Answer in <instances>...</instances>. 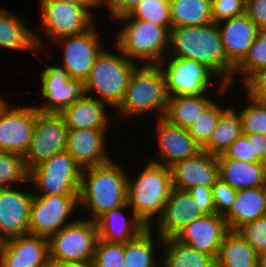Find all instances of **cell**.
<instances>
[{
    "label": "cell",
    "instance_id": "obj_1",
    "mask_svg": "<svg viewBox=\"0 0 266 267\" xmlns=\"http://www.w3.org/2000/svg\"><path fill=\"white\" fill-rule=\"evenodd\" d=\"M117 160L82 169L78 208L88 212L89 217L84 218L96 222L106 212L127 203L128 169Z\"/></svg>",
    "mask_w": 266,
    "mask_h": 267
},
{
    "label": "cell",
    "instance_id": "obj_2",
    "mask_svg": "<svg viewBox=\"0 0 266 267\" xmlns=\"http://www.w3.org/2000/svg\"><path fill=\"white\" fill-rule=\"evenodd\" d=\"M166 57L187 58L203 63L227 84V58L215 22L171 28Z\"/></svg>",
    "mask_w": 266,
    "mask_h": 267
},
{
    "label": "cell",
    "instance_id": "obj_3",
    "mask_svg": "<svg viewBox=\"0 0 266 267\" xmlns=\"http://www.w3.org/2000/svg\"><path fill=\"white\" fill-rule=\"evenodd\" d=\"M116 21L117 25L122 21L123 26L113 33V42L128 60L138 65H159L167 56L170 31L166 27L129 14L117 18L115 24Z\"/></svg>",
    "mask_w": 266,
    "mask_h": 267
},
{
    "label": "cell",
    "instance_id": "obj_4",
    "mask_svg": "<svg viewBox=\"0 0 266 267\" xmlns=\"http://www.w3.org/2000/svg\"><path fill=\"white\" fill-rule=\"evenodd\" d=\"M147 161L135 176L128 173L127 203L144 224L151 227L163 213L173 186L169 167Z\"/></svg>",
    "mask_w": 266,
    "mask_h": 267
},
{
    "label": "cell",
    "instance_id": "obj_5",
    "mask_svg": "<svg viewBox=\"0 0 266 267\" xmlns=\"http://www.w3.org/2000/svg\"><path fill=\"white\" fill-rule=\"evenodd\" d=\"M167 103L165 78L159 65H138L132 72L124 99L116 109L115 120L137 119L155 113L164 116ZM156 116V117H155ZM123 118V119H122Z\"/></svg>",
    "mask_w": 266,
    "mask_h": 267
},
{
    "label": "cell",
    "instance_id": "obj_6",
    "mask_svg": "<svg viewBox=\"0 0 266 267\" xmlns=\"http://www.w3.org/2000/svg\"><path fill=\"white\" fill-rule=\"evenodd\" d=\"M113 46L117 52L105 48L96 58L85 87L88 96L105 103L111 110H116L124 99L131 74L138 64L128 60L114 44Z\"/></svg>",
    "mask_w": 266,
    "mask_h": 267
},
{
    "label": "cell",
    "instance_id": "obj_7",
    "mask_svg": "<svg viewBox=\"0 0 266 267\" xmlns=\"http://www.w3.org/2000/svg\"><path fill=\"white\" fill-rule=\"evenodd\" d=\"M159 66L164 74L167 97L199 96L209 94L211 89L223 93L229 87L205 64L191 59L165 57Z\"/></svg>",
    "mask_w": 266,
    "mask_h": 267
},
{
    "label": "cell",
    "instance_id": "obj_8",
    "mask_svg": "<svg viewBox=\"0 0 266 267\" xmlns=\"http://www.w3.org/2000/svg\"><path fill=\"white\" fill-rule=\"evenodd\" d=\"M82 167L67 152L56 154L29 170L34 195H78Z\"/></svg>",
    "mask_w": 266,
    "mask_h": 267
},
{
    "label": "cell",
    "instance_id": "obj_9",
    "mask_svg": "<svg viewBox=\"0 0 266 267\" xmlns=\"http://www.w3.org/2000/svg\"><path fill=\"white\" fill-rule=\"evenodd\" d=\"M41 9L39 25L51 43L71 35H79L97 21L90 3H67L57 0H39Z\"/></svg>",
    "mask_w": 266,
    "mask_h": 267
},
{
    "label": "cell",
    "instance_id": "obj_10",
    "mask_svg": "<svg viewBox=\"0 0 266 267\" xmlns=\"http://www.w3.org/2000/svg\"><path fill=\"white\" fill-rule=\"evenodd\" d=\"M48 240L50 261H91L99 240L97 223L83 216L77 217Z\"/></svg>",
    "mask_w": 266,
    "mask_h": 267
},
{
    "label": "cell",
    "instance_id": "obj_11",
    "mask_svg": "<svg viewBox=\"0 0 266 267\" xmlns=\"http://www.w3.org/2000/svg\"><path fill=\"white\" fill-rule=\"evenodd\" d=\"M45 66L39 72L41 94L38 98L43 100L36 107L40 113L59 114L68 105L73 104L77 99L84 98L86 94L85 82L79 79H71L67 70L57 63L50 65L44 61Z\"/></svg>",
    "mask_w": 266,
    "mask_h": 267
},
{
    "label": "cell",
    "instance_id": "obj_12",
    "mask_svg": "<svg viewBox=\"0 0 266 267\" xmlns=\"http://www.w3.org/2000/svg\"><path fill=\"white\" fill-rule=\"evenodd\" d=\"M76 210L78 195H34L29 233L49 238L77 218Z\"/></svg>",
    "mask_w": 266,
    "mask_h": 267
},
{
    "label": "cell",
    "instance_id": "obj_13",
    "mask_svg": "<svg viewBox=\"0 0 266 267\" xmlns=\"http://www.w3.org/2000/svg\"><path fill=\"white\" fill-rule=\"evenodd\" d=\"M95 23L86 32L79 35L61 37L52 43L62 46L59 62L67 70L71 79H79L84 82L87 80L90 70L95 63L96 58L101 52L108 48L102 43V36ZM97 29V30H96Z\"/></svg>",
    "mask_w": 266,
    "mask_h": 267
},
{
    "label": "cell",
    "instance_id": "obj_14",
    "mask_svg": "<svg viewBox=\"0 0 266 267\" xmlns=\"http://www.w3.org/2000/svg\"><path fill=\"white\" fill-rule=\"evenodd\" d=\"M39 114L34 104L12 106L5 100L0 106V151L24 157Z\"/></svg>",
    "mask_w": 266,
    "mask_h": 267
},
{
    "label": "cell",
    "instance_id": "obj_15",
    "mask_svg": "<svg viewBox=\"0 0 266 267\" xmlns=\"http://www.w3.org/2000/svg\"><path fill=\"white\" fill-rule=\"evenodd\" d=\"M67 131L68 127L59 114L40 113L24 156L27 169L30 170L40 162L66 151Z\"/></svg>",
    "mask_w": 266,
    "mask_h": 267
},
{
    "label": "cell",
    "instance_id": "obj_16",
    "mask_svg": "<svg viewBox=\"0 0 266 267\" xmlns=\"http://www.w3.org/2000/svg\"><path fill=\"white\" fill-rule=\"evenodd\" d=\"M28 184L29 181L28 190L23 185L0 189L1 242L29 233L30 209L34 194L31 185Z\"/></svg>",
    "mask_w": 266,
    "mask_h": 267
},
{
    "label": "cell",
    "instance_id": "obj_17",
    "mask_svg": "<svg viewBox=\"0 0 266 267\" xmlns=\"http://www.w3.org/2000/svg\"><path fill=\"white\" fill-rule=\"evenodd\" d=\"M154 120L157 154L149 161L170 168L178 161L192 157L202 150L190 136L188 129L171 124L163 117Z\"/></svg>",
    "mask_w": 266,
    "mask_h": 267
},
{
    "label": "cell",
    "instance_id": "obj_18",
    "mask_svg": "<svg viewBox=\"0 0 266 267\" xmlns=\"http://www.w3.org/2000/svg\"><path fill=\"white\" fill-rule=\"evenodd\" d=\"M217 25L227 58V85L231 92L233 70L246 56L260 29L245 13Z\"/></svg>",
    "mask_w": 266,
    "mask_h": 267
},
{
    "label": "cell",
    "instance_id": "obj_19",
    "mask_svg": "<svg viewBox=\"0 0 266 267\" xmlns=\"http://www.w3.org/2000/svg\"><path fill=\"white\" fill-rule=\"evenodd\" d=\"M226 220L222 215L205 214L186 225L173 238L188 244L215 260L218 256L225 235L229 232Z\"/></svg>",
    "mask_w": 266,
    "mask_h": 267
},
{
    "label": "cell",
    "instance_id": "obj_20",
    "mask_svg": "<svg viewBox=\"0 0 266 267\" xmlns=\"http://www.w3.org/2000/svg\"><path fill=\"white\" fill-rule=\"evenodd\" d=\"M47 237L25 234L0 245V267H49Z\"/></svg>",
    "mask_w": 266,
    "mask_h": 267
},
{
    "label": "cell",
    "instance_id": "obj_21",
    "mask_svg": "<svg viewBox=\"0 0 266 267\" xmlns=\"http://www.w3.org/2000/svg\"><path fill=\"white\" fill-rule=\"evenodd\" d=\"M26 21L0 6V47L8 48L12 52H32L37 60L43 62L41 55L43 52L46 56L49 54L45 51L49 46L45 45L46 41L42 39V35L35 31L37 28L32 29Z\"/></svg>",
    "mask_w": 266,
    "mask_h": 267
},
{
    "label": "cell",
    "instance_id": "obj_22",
    "mask_svg": "<svg viewBox=\"0 0 266 267\" xmlns=\"http://www.w3.org/2000/svg\"><path fill=\"white\" fill-rule=\"evenodd\" d=\"M205 215L188 191L172 188L161 216L150 227L163 240L173 238L190 222Z\"/></svg>",
    "mask_w": 266,
    "mask_h": 267
},
{
    "label": "cell",
    "instance_id": "obj_23",
    "mask_svg": "<svg viewBox=\"0 0 266 267\" xmlns=\"http://www.w3.org/2000/svg\"><path fill=\"white\" fill-rule=\"evenodd\" d=\"M170 169L173 188L183 191L198 185L212 186L219 180L218 157L205 150L178 161Z\"/></svg>",
    "mask_w": 266,
    "mask_h": 267
},
{
    "label": "cell",
    "instance_id": "obj_24",
    "mask_svg": "<svg viewBox=\"0 0 266 267\" xmlns=\"http://www.w3.org/2000/svg\"><path fill=\"white\" fill-rule=\"evenodd\" d=\"M112 130L68 129L66 151L83 168L109 162L111 154L107 141Z\"/></svg>",
    "mask_w": 266,
    "mask_h": 267
},
{
    "label": "cell",
    "instance_id": "obj_25",
    "mask_svg": "<svg viewBox=\"0 0 266 267\" xmlns=\"http://www.w3.org/2000/svg\"><path fill=\"white\" fill-rule=\"evenodd\" d=\"M96 223L99 239L105 242L127 243L148 228L128 203L106 212Z\"/></svg>",
    "mask_w": 266,
    "mask_h": 267
},
{
    "label": "cell",
    "instance_id": "obj_26",
    "mask_svg": "<svg viewBox=\"0 0 266 267\" xmlns=\"http://www.w3.org/2000/svg\"><path fill=\"white\" fill-rule=\"evenodd\" d=\"M109 106L96 98L86 95L64 108L59 115L68 129L110 130L112 120L108 112ZM108 115V116H107ZM111 120V121H109Z\"/></svg>",
    "mask_w": 266,
    "mask_h": 267
},
{
    "label": "cell",
    "instance_id": "obj_27",
    "mask_svg": "<svg viewBox=\"0 0 266 267\" xmlns=\"http://www.w3.org/2000/svg\"><path fill=\"white\" fill-rule=\"evenodd\" d=\"M263 216H266V186L238 190L235 201L223 217L230 231H238Z\"/></svg>",
    "mask_w": 266,
    "mask_h": 267
},
{
    "label": "cell",
    "instance_id": "obj_28",
    "mask_svg": "<svg viewBox=\"0 0 266 267\" xmlns=\"http://www.w3.org/2000/svg\"><path fill=\"white\" fill-rule=\"evenodd\" d=\"M219 179L232 189L241 190L266 186V165L262 161L246 162L235 159H218Z\"/></svg>",
    "mask_w": 266,
    "mask_h": 267
},
{
    "label": "cell",
    "instance_id": "obj_29",
    "mask_svg": "<svg viewBox=\"0 0 266 267\" xmlns=\"http://www.w3.org/2000/svg\"><path fill=\"white\" fill-rule=\"evenodd\" d=\"M228 87L223 93L214 91L199 96L167 97L166 109L163 118L178 127L189 129L195 120L202 115L207 107L216 99V95H227ZM215 94L210 97V94Z\"/></svg>",
    "mask_w": 266,
    "mask_h": 267
},
{
    "label": "cell",
    "instance_id": "obj_30",
    "mask_svg": "<svg viewBox=\"0 0 266 267\" xmlns=\"http://www.w3.org/2000/svg\"><path fill=\"white\" fill-rule=\"evenodd\" d=\"M162 245L163 239L148 227L125 243L124 267H157L162 260V253H158L162 251Z\"/></svg>",
    "mask_w": 266,
    "mask_h": 267
},
{
    "label": "cell",
    "instance_id": "obj_31",
    "mask_svg": "<svg viewBox=\"0 0 266 267\" xmlns=\"http://www.w3.org/2000/svg\"><path fill=\"white\" fill-rule=\"evenodd\" d=\"M234 107V108H233ZM228 104L221 113L216 128L213 130L209 142L202 148L213 155H221L240 136L242 121L239 109Z\"/></svg>",
    "mask_w": 266,
    "mask_h": 267
},
{
    "label": "cell",
    "instance_id": "obj_32",
    "mask_svg": "<svg viewBox=\"0 0 266 267\" xmlns=\"http://www.w3.org/2000/svg\"><path fill=\"white\" fill-rule=\"evenodd\" d=\"M258 255L238 231H229L221 244L216 267H258Z\"/></svg>",
    "mask_w": 266,
    "mask_h": 267
},
{
    "label": "cell",
    "instance_id": "obj_33",
    "mask_svg": "<svg viewBox=\"0 0 266 267\" xmlns=\"http://www.w3.org/2000/svg\"><path fill=\"white\" fill-rule=\"evenodd\" d=\"M161 253V263L165 267H216V260L211 255L174 238L163 240Z\"/></svg>",
    "mask_w": 266,
    "mask_h": 267
},
{
    "label": "cell",
    "instance_id": "obj_34",
    "mask_svg": "<svg viewBox=\"0 0 266 267\" xmlns=\"http://www.w3.org/2000/svg\"><path fill=\"white\" fill-rule=\"evenodd\" d=\"M172 28L213 22L211 0H169Z\"/></svg>",
    "mask_w": 266,
    "mask_h": 267
},
{
    "label": "cell",
    "instance_id": "obj_35",
    "mask_svg": "<svg viewBox=\"0 0 266 267\" xmlns=\"http://www.w3.org/2000/svg\"><path fill=\"white\" fill-rule=\"evenodd\" d=\"M264 67H266V29H261L244 59L234 68L232 87H235L237 82L235 80L243 84L254 72Z\"/></svg>",
    "mask_w": 266,
    "mask_h": 267
},
{
    "label": "cell",
    "instance_id": "obj_36",
    "mask_svg": "<svg viewBox=\"0 0 266 267\" xmlns=\"http://www.w3.org/2000/svg\"><path fill=\"white\" fill-rule=\"evenodd\" d=\"M28 177L29 170L23 156L0 151V189L22 185V183L26 185Z\"/></svg>",
    "mask_w": 266,
    "mask_h": 267
},
{
    "label": "cell",
    "instance_id": "obj_37",
    "mask_svg": "<svg viewBox=\"0 0 266 267\" xmlns=\"http://www.w3.org/2000/svg\"><path fill=\"white\" fill-rule=\"evenodd\" d=\"M218 100L219 97L217 96V100L215 99L188 129L190 136L201 149L209 142L210 136L216 128L222 110L226 107L220 105V100Z\"/></svg>",
    "mask_w": 266,
    "mask_h": 267
},
{
    "label": "cell",
    "instance_id": "obj_38",
    "mask_svg": "<svg viewBox=\"0 0 266 267\" xmlns=\"http://www.w3.org/2000/svg\"><path fill=\"white\" fill-rule=\"evenodd\" d=\"M243 107L238 108L242 121L243 134H261L266 136V104L252 100L244 92ZM246 98V99H245Z\"/></svg>",
    "mask_w": 266,
    "mask_h": 267
},
{
    "label": "cell",
    "instance_id": "obj_39",
    "mask_svg": "<svg viewBox=\"0 0 266 267\" xmlns=\"http://www.w3.org/2000/svg\"><path fill=\"white\" fill-rule=\"evenodd\" d=\"M129 15L164 26L169 31L172 28L169 0H142Z\"/></svg>",
    "mask_w": 266,
    "mask_h": 267
},
{
    "label": "cell",
    "instance_id": "obj_40",
    "mask_svg": "<svg viewBox=\"0 0 266 267\" xmlns=\"http://www.w3.org/2000/svg\"><path fill=\"white\" fill-rule=\"evenodd\" d=\"M125 243L98 240L93 262L95 267H124Z\"/></svg>",
    "mask_w": 266,
    "mask_h": 267
},
{
    "label": "cell",
    "instance_id": "obj_41",
    "mask_svg": "<svg viewBox=\"0 0 266 267\" xmlns=\"http://www.w3.org/2000/svg\"><path fill=\"white\" fill-rule=\"evenodd\" d=\"M238 232L258 254L266 251V216L245 224Z\"/></svg>",
    "mask_w": 266,
    "mask_h": 267
},
{
    "label": "cell",
    "instance_id": "obj_42",
    "mask_svg": "<svg viewBox=\"0 0 266 267\" xmlns=\"http://www.w3.org/2000/svg\"><path fill=\"white\" fill-rule=\"evenodd\" d=\"M246 0H211L213 22L231 19L245 13Z\"/></svg>",
    "mask_w": 266,
    "mask_h": 267
},
{
    "label": "cell",
    "instance_id": "obj_43",
    "mask_svg": "<svg viewBox=\"0 0 266 267\" xmlns=\"http://www.w3.org/2000/svg\"><path fill=\"white\" fill-rule=\"evenodd\" d=\"M218 159H235L246 162H258L260 161L254 153L253 145L248 141L247 137L240 135L227 149L226 151L217 156Z\"/></svg>",
    "mask_w": 266,
    "mask_h": 267
},
{
    "label": "cell",
    "instance_id": "obj_44",
    "mask_svg": "<svg viewBox=\"0 0 266 267\" xmlns=\"http://www.w3.org/2000/svg\"><path fill=\"white\" fill-rule=\"evenodd\" d=\"M212 194L215 213L224 216L235 201L237 190L219 179L212 185Z\"/></svg>",
    "mask_w": 266,
    "mask_h": 267
},
{
    "label": "cell",
    "instance_id": "obj_45",
    "mask_svg": "<svg viewBox=\"0 0 266 267\" xmlns=\"http://www.w3.org/2000/svg\"><path fill=\"white\" fill-rule=\"evenodd\" d=\"M241 86L252 100L266 104V67L254 72Z\"/></svg>",
    "mask_w": 266,
    "mask_h": 267
},
{
    "label": "cell",
    "instance_id": "obj_46",
    "mask_svg": "<svg viewBox=\"0 0 266 267\" xmlns=\"http://www.w3.org/2000/svg\"><path fill=\"white\" fill-rule=\"evenodd\" d=\"M192 200L202 209L205 214L215 213L212 186L198 185L188 190Z\"/></svg>",
    "mask_w": 266,
    "mask_h": 267
},
{
    "label": "cell",
    "instance_id": "obj_47",
    "mask_svg": "<svg viewBox=\"0 0 266 267\" xmlns=\"http://www.w3.org/2000/svg\"><path fill=\"white\" fill-rule=\"evenodd\" d=\"M142 0H105L103 8L109 12L110 21L130 14ZM105 6V7H104Z\"/></svg>",
    "mask_w": 266,
    "mask_h": 267
},
{
    "label": "cell",
    "instance_id": "obj_48",
    "mask_svg": "<svg viewBox=\"0 0 266 267\" xmlns=\"http://www.w3.org/2000/svg\"><path fill=\"white\" fill-rule=\"evenodd\" d=\"M245 14L260 30L266 29V0H246Z\"/></svg>",
    "mask_w": 266,
    "mask_h": 267
},
{
    "label": "cell",
    "instance_id": "obj_49",
    "mask_svg": "<svg viewBox=\"0 0 266 267\" xmlns=\"http://www.w3.org/2000/svg\"><path fill=\"white\" fill-rule=\"evenodd\" d=\"M254 147V153L260 161L265 160L266 155V136L261 134H244Z\"/></svg>",
    "mask_w": 266,
    "mask_h": 267
},
{
    "label": "cell",
    "instance_id": "obj_50",
    "mask_svg": "<svg viewBox=\"0 0 266 267\" xmlns=\"http://www.w3.org/2000/svg\"><path fill=\"white\" fill-rule=\"evenodd\" d=\"M49 267H95L93 260L85 262L50 261Z\"/></svg>",
    "mask_w": 266,
    "mask_h": 267
},
{
    "label": "cell",
    "instance_id": "obj_51",
    "mask_svg": "<svg viewBox=\"0 0 266 267\" xmlns=\"http://www.w3.org/2000/svg\"><path fill=\"white\" fill-rule=\"evenodd\" d=\"M257 263L258 267H266V251L259 253Z\"/></svg>",
    "mask_w": 266,
    "mask_h": 267
},
{
    "label": "cell",
    "instance_id": "obj_52",
    "mask_svg": "<svg viewBox=\"0 0 266 267\" xmlns=\"http://www.w3.org/2000/svg\"><path fill=\"white\" fill-rule=\"evenodd\" d=\"M87 1L95 8V10L98 8H102L105 2V0H87Z\"/></svg>",
    "mask_w": 266,
    "mask_h": 267
},
{
    "label": "cell",
    "instance_id": "obj_53",
    "mask_svg": "<svg viewBox=\"0 0 266 267\" xmlns=\"http://www.w3.org/2000/svg\"><path fill=\"white\" fill-rule=\"evenodd\" d=\"M61 2H69V3H89L87 0H57Z\"/></svg>",
    "mask_w": 266,
    "mask_h": 267
},
{
    "label": "cell",
    "instance_id": "obj_54",
    "mask_svg": "<svg viewBox=\"0 0 266 267\" xmlns=\"http://www.w3.org/2000/svg\"><path fill=\"white\" fill-rule=\"evenodd\" d=\"M5 102V99L1 97L0 95V106Z\"/></svg>",
    "mask_w": 266,
    "mask_h": 267
},
{
    "label": "cell",
    "instance_id": "obj_55",
    "mask_svg": "<svg viewBox=\"0 0 266 267\" xmlns=\"http://www.w3.org/2000/svg\"><path fill=\"white\" fill-rule=\"evenodd\" d=\"M157 267H165L162 263H160Z\"/></svg>",
    "mask_w": 266,
    "mask_h": 267
},
{
    "label": "cell",
    "instance_id": "obj_56",
    "mask_svg": "<svg viewBox=\"0 0 266 267\" xmlns=\"http://www.w3.org/2000/svg\"><path fill=\"white\" fill-rule=\"evenodd\" d=\"M263 163L266 165V155H265V160L263 161Z\"/></svg>",
    "mask_w": 266,
    "mask_h": 267
}]
</instances>
